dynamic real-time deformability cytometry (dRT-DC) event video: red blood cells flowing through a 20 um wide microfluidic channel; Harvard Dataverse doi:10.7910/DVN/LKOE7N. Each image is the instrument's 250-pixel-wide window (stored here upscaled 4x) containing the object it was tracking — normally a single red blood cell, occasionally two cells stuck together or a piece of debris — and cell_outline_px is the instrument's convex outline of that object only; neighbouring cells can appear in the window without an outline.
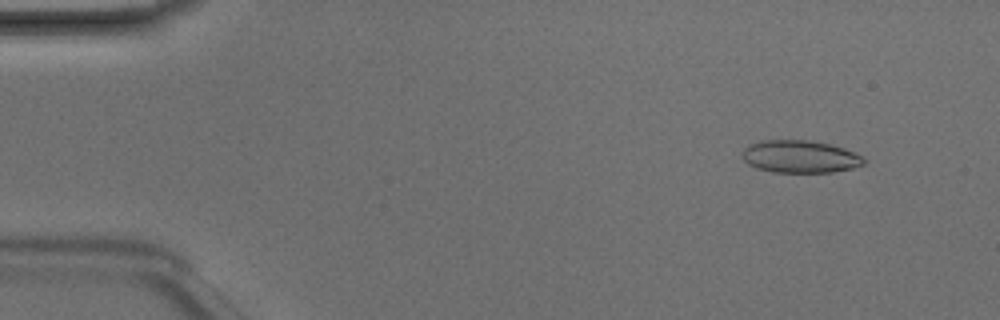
{"species": "Egyptian fruit bat (a non-hibernating species)", "species_latin": "Rousettus aegyptiacus", "temperature_condition": "room temperature", "stored_images_in_passage": 48, "camera_frame_rate_fps": 3000, "um_per_image_px": 0.085, "animal": {"sex": "male"}, "frame": {"image": 1, "passage_image": 5, "time_ms": 1.333, "image_size_px": [1000, 320], "cell_outline_px": [[868, 160], [864, 164], [852, 168], [832, 172], [772, 172], [756, 168], [748, 164], [744, 160], [744, 148], [748, 144], [764, 140], [808, 140], [828, 144], [844, 148]], "centroid_in_image_um": [68.0, 13.31], "position_along_channel_um": 17.0, "area_um2": 22.89}}
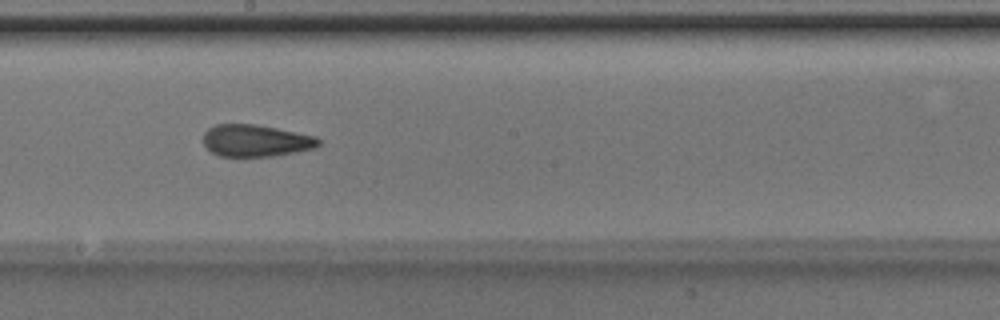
{"frame": {"image": 2, "passage_image": 27, "time_ms": 8.667, "image_size_px": [1000, 320], "cell_outline_px": [[320, 144], [316, 148], [272, 156], [220, 156], [212, 152], [204, 144], [204, 132], [208, 128], [216, 124], [256, 124], [316, 136], [320, 140]], "centroid_in_image_um": [21.75, 11.95], "position_along_channel_um": 226.5, "area_um2": 21.39}}
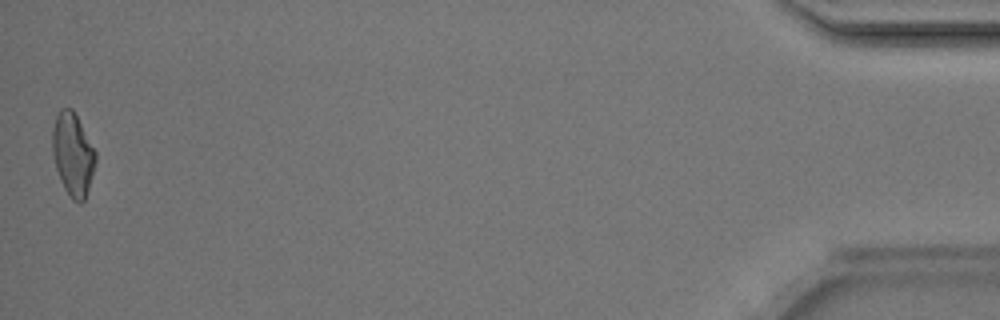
{"frame": {"image": 3, "passage_image": 48, "time_ms": 15.667, "image_size_px": [1000, 320], "cell_outline_px": [[96, 160], [88, 188], [84, 200], [80, 204], [72, 200], [64, 188], [60, 180], [56, 168], [52, 152], [52, 128], [56, 116], [60, 108], [72, 108], [96, 152]], "centroid_in_image_um": [6.17, 13.12], "position_along_channel_um": 429.0, "area_um2": 20.69}, "authors_computed_cell_mechanics": {"area_um2": 21.9062, "velocity_mm_per_s": 4.2225, "shape_relaxation_time_tau1_ms": 6.0866, "shape_relaxation_time_tau2_ms": 2.0063, "deformation_change_tau1": 0.1575, "deformation_change_tau2": 0.0967}}